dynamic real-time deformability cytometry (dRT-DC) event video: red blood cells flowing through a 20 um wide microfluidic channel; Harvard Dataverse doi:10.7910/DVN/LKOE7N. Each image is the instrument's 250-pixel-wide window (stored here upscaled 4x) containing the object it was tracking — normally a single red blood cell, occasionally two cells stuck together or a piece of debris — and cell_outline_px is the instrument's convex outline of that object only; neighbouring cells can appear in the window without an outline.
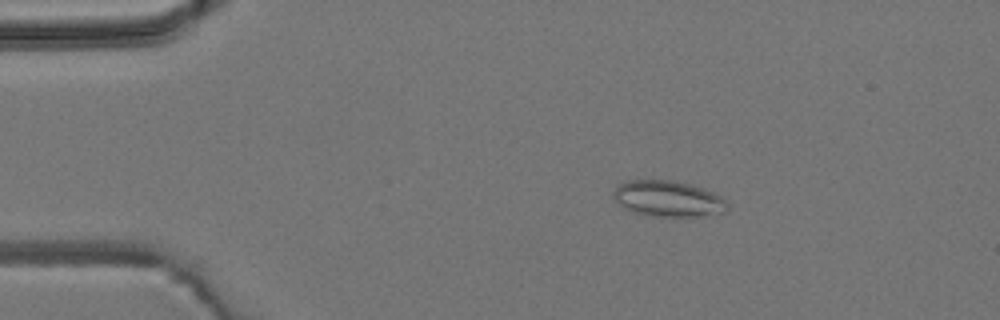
{"species": "common noctule bat (a hibernating species)", "species_latin": "Nyctalus noctula", "temperature_condition": "room temperature", "stored_images_in_passage": 9, "camera_frame_rate_fps": 3000, "um_per_image_px": 0.085, "animal": {"sex": "male", "body_mass_g": 19.2, "forearm_length_mm": 51.8}, "frame": {"image": 1, "passage_image": 3, "time_ms": 2.333, "image_size_px": [1000, 320], "cell_outline_px": [[728, 208], [724, 212], [704, 216], [652, 216], [632, 212], [624, 208], [612, 196], [612, 192], [620, 184], [628, 180], [672, 180], [692, 184], [704, 188], [728, 200]], "centroid_in_image_um": [56.81, 16.89], "position_along_channel_um": 28.2, "area_um2": 24.04}}
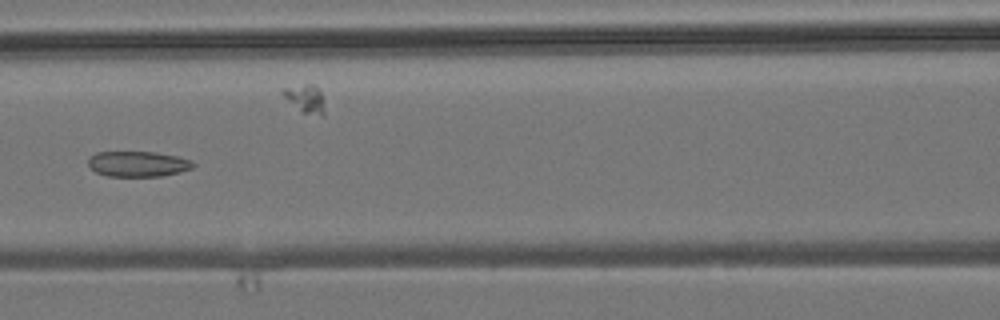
{"frame": {"image": 2, "passage_image": 7, "time_ms": 7.0, "image_size_px": [1000, 320], "cell_outline_px": [[196, 164], [192, 168], [180, 172], [160, 176], [108, 176], [96, 172], [88, 164], [88, 160], [96, 152], [156, 152], [176, 156], [192, 160]], "centroid_in_image_um": [11.75, 13.93], "position_along_channel_um": 154.8, "area_um2": 15.49}}
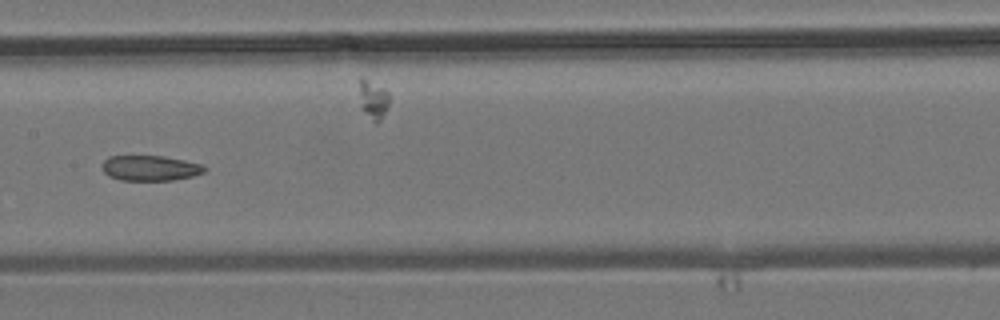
{"frame": {"image": 3, "passage_image": 8, "time_ms": 8.0, "image_size_px": [1000, 320], "cell_outline_px": [[208, 168], [204, 172], [192, 176], [172, 180], [120, 180], [108, 176], [104, 172], [100, 164], [108, 156], [164, 156], [204, 164]], "centroid_in_image_um": [12.76, 14.28], "position_along_channel_um": 194.6, "area_um2": 15.26}}